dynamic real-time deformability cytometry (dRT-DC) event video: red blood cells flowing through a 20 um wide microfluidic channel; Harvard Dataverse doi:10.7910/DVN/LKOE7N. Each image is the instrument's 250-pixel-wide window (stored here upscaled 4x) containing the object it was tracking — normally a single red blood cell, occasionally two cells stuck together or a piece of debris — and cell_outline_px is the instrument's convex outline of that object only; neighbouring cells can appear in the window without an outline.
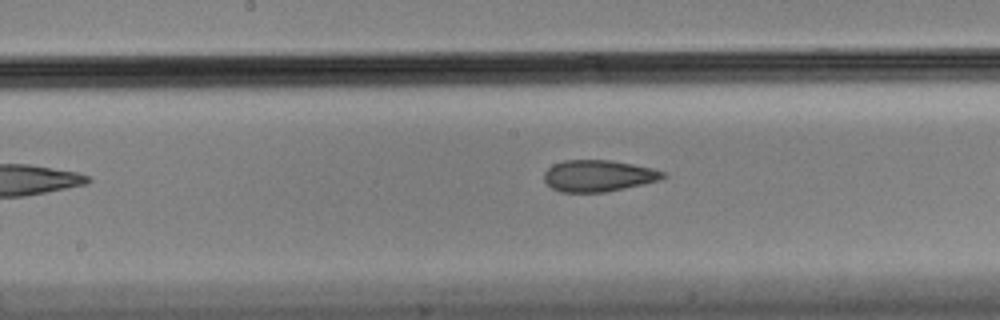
{"species": "Egyptian fruit bat (a non-hibernating species)", "species_latin": "Rousettus aegyptiacus", "temperature_condition": "cold", "stored_images_in_passage": 29, "camera_frame_rate_fps": 3000, "um_per_image_px": 0.085, "animal": {"sex": "male"}, "frame": {"image": 1, "passage_image": 13, "time_ms": 4.0, "image_size_px": [1000, 320], "cell_outline_px": [[668, 176], [660, 180], [644, 184], [604, 192], [560, 192], [552, 188], [544, 180], [544, 172], [552, 164], [564, 160], [612, 160], [652, 168], [664, 172]], "centroid_in_image_um": [50.86, 14.94], "position_along_channel_um": 197.3, "area_um2": 21.91}}
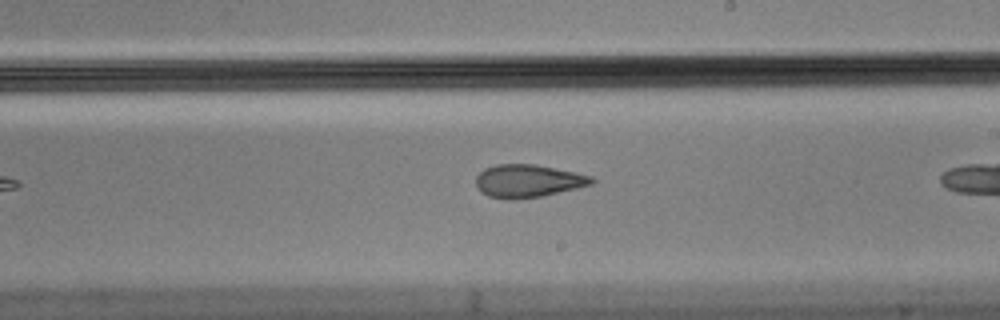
{"frame": {"image": 2, "passage_image": 17, "time_ms": 5.333, "image_size_px": [1000, 320], "cell_outline_px": [[596, 180], [592, 184], [576, 188], [540, 196], [488, 196], [476, 184], [476, 176], [484, 168], [496, 164], [536, 164], [576, 172], [592, 176]], "centroid_in_image_um": [44.94, 15.31], "position_along_channel_um": 244.1, "area_um2": 21.27}}